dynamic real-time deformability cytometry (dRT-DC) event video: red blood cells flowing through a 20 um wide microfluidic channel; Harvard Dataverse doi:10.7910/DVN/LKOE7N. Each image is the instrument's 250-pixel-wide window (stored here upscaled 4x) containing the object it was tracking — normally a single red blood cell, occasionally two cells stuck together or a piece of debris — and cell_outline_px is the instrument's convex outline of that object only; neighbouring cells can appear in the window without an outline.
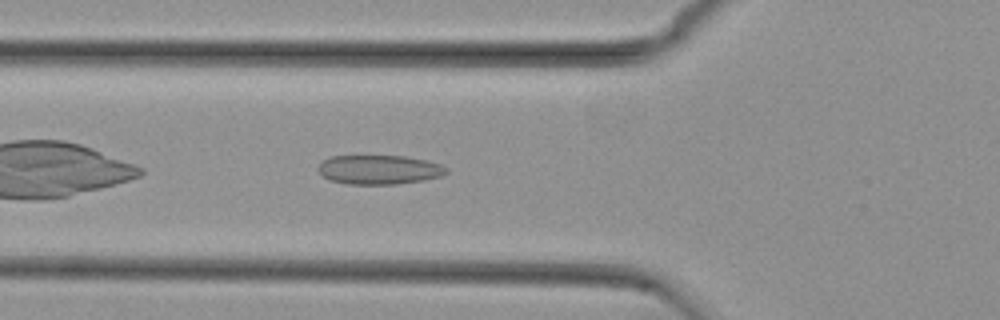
{"species": "common noctule bat (a hibernating species)", "species_latin": "Nyctalus noctula", "temperature_condition": "cold", "stored_images_in_passage": 29, "camera_frame_rate_fps": 3000, "um_per_image_px": 0.085, "animal": {"sex": "female", "body_mass_g": 29.2, "forearm_length_mm": 56.3}, "frame": {"image": 1, "passage_image": 4, "time_ms": 1.0, "image_size_px": [1000, 320], "cell_outline_px": [[448, 172], [440, 176], [424, 180], [396, 184], [348, 184], [328, 180], [316, 168], [324, 160], [332, 156], [404, 156], [424, 160], [440, 164], [448, 168]], "centroid_in_image_um": [32.22, 14.42], "position_along_channel_um": 93.6, "area_um2": 21.73}}
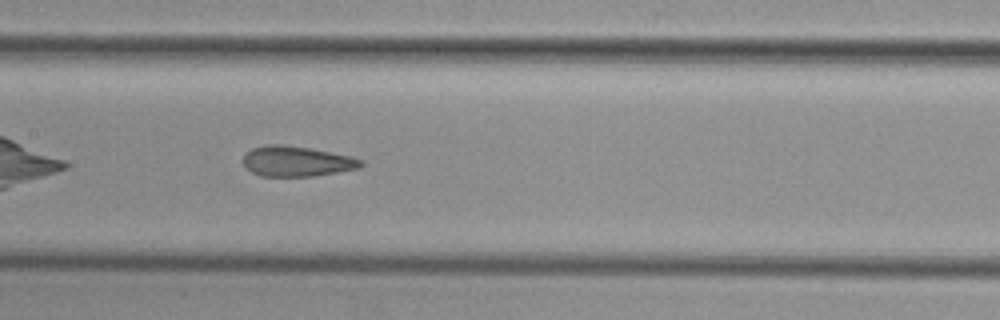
{"frame": {"image": 2, "passage_image": 11, "time_ms": 3.333, "image_size_px": [1000, 320], "cell_outline_px": [[364, 164], [360, 168], [312, 176], [260, 176], [252, 172], [244, 164], [244, 156], [252, 148], [268, 144], [280, 144], [308, 148], [352, 156], [364, 160]], "centroid_in_image_um": [25.25, 13.71], "position_along_channel_um": 182.1, "area_um2": 20.63}}
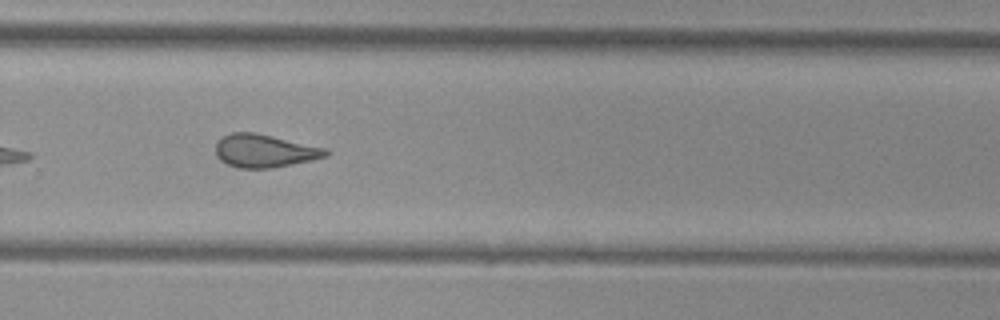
{"frame": {"image": 3, "passage_image": 21, "time_ms": 6.667, "image_size_px": [1000, 320], "cell_outline_px": [[332, 152], [328, 156], [312, 160], [272, 168], [236, 168], [220, 160], [216, 156], [216, 140], [232, 132], [256, 132], [324, 148]], "centroid_in_image_um": [22.47, 12.82], "position_along_channel_um": 307.3, "area_um2": 21.27}, "authors_computed_cell_mechanics": {"area_um2": 20.519, "velocity_mm_per_s": 3.7603, "shape_relaxation_time_tau1_ms": null, "shape_relaxation_time_tau2_ms": 1.9799, "deformation_change_tau1": null, "deformation_change_tau2": 0.0966}}